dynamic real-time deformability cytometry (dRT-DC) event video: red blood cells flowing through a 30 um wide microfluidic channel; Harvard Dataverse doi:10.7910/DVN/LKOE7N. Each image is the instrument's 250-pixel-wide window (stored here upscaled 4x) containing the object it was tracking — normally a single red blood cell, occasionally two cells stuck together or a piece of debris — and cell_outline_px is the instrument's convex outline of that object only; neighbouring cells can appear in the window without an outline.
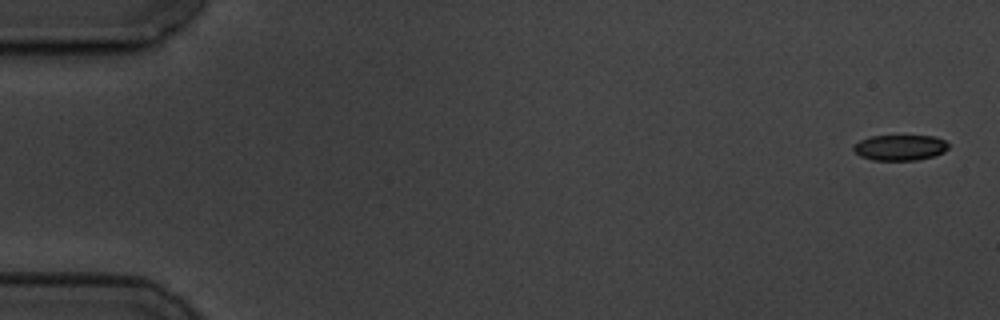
{"species": "common noctule bat (a hibernating species)", "species_latin": "Nyctalus noctula", "temperature_condition": "cold", "stored_images_in_passage": 5, "camera_frame_rate_fps": 3000, "um_per_image_px": 0.085, "animal": {"sex": "male", "body_mass_g": 19.5, "forearm_length_mm": 54.6}, "frame": {"image": 1, "passage_image": 1, "time_ms": 0.0, "image_size_px": [1000, 320], "cell_outline_px": [[948, 148], [944, 152], [920, 160], [872, 160], [860, 156], [852, 148], [852, 144], [860, 140], [872, 136], [936, 136], [944, 140], [948, 144]], "centroid_in_image_um": [76.48, 12.54], "position_along_channel_um": 8.5, "area_um2": 14.22}}